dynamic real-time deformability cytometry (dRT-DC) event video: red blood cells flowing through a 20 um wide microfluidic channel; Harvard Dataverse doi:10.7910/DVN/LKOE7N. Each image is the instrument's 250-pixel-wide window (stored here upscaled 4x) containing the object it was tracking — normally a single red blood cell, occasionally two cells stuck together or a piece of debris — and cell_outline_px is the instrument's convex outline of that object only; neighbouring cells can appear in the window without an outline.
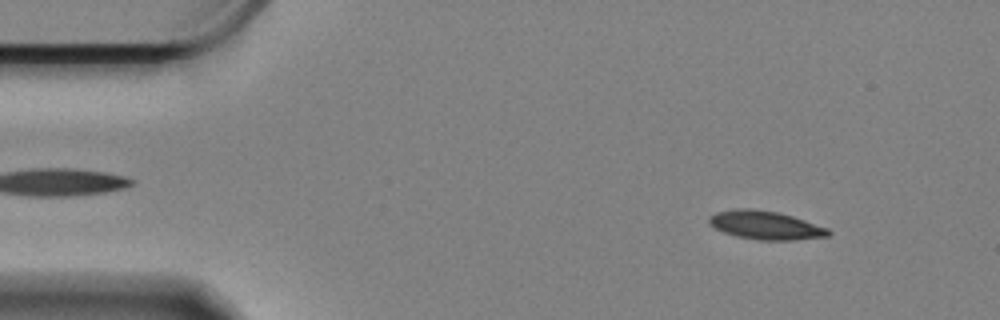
{"species": "Egyptian fruit bat (a non-hibernating species)", "species_latin": "Rousettus aegyptiacus", "temperature_condition": "cold", "stored_images_in_passage": 59, "camera_frame_rate_fps": 3000, "um_per_image_px": 0.085, "animal": {"sex": "female"}, "frame": {"image": 1, "passage_image": 6, "time_ms": 1.667, "image_size_px": [1000, 320], "cell_outline_px": [[832, 232], [828, 236], [792, 240], [760, 240], [736, 236], [724, 232], [716, 228], [708, 220], [716, 212], [744, 208], [776, 212], [792, 216], [828, 228]], "centroid_in_image_um": [65.11, 19.16], "position_along_channel_um": 19.9, "area_um2": 19.31}}
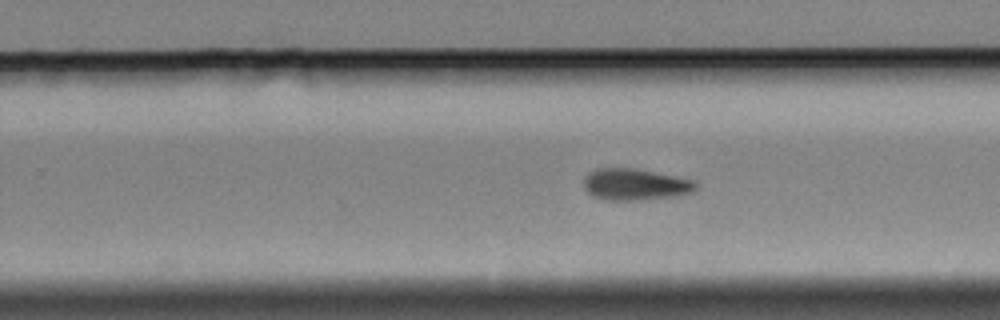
{"frame": {"image": 2, "passage_image": 36, "time_ms": 11.667, "image_size_px": [1000, 320], "cell_outline_px": [[696, 188], [692, 192], [672, 196], [636, 200], [604, 200], [592, 196], [588, 192], [584, 184], [584, 176], [588, 172], [596, 168], [632, 168], [696, 180]], "centroid_in_image_um": [53.95, 15.67], "position_along_channel_um": 275.9, "area_um2": 20.46}}
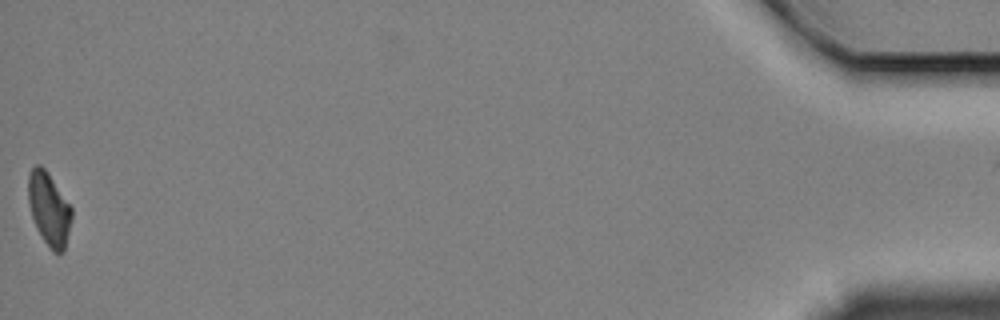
{"frame": {"image": 3, "passage_image": 59, "time_ms": 19.333, "image_size_px": [1000, 320], "cell_outline_px": [[72, 220], [64, 252], [52, 252], [36, 228], [32, 216], [28, 200], [28, 172], [36, 164], [40, 164], [48, 172], [72, 208]], "centroid_in_image_um": [4.17, 17.75], "position_along_channel_um": 431.0, "area_um2": 18.55}, "authors_computed_cell_mechanics": {"area_um2": 19.7098, "velocity_mm_per_s": 3.3101, "shape_relaxation_time_tau1_ms": 3.1189, "shape_relaxation_time_tau2_ms": null, "deformation_change_tau1": 0.1221, "deformation_change_tau2": null}}